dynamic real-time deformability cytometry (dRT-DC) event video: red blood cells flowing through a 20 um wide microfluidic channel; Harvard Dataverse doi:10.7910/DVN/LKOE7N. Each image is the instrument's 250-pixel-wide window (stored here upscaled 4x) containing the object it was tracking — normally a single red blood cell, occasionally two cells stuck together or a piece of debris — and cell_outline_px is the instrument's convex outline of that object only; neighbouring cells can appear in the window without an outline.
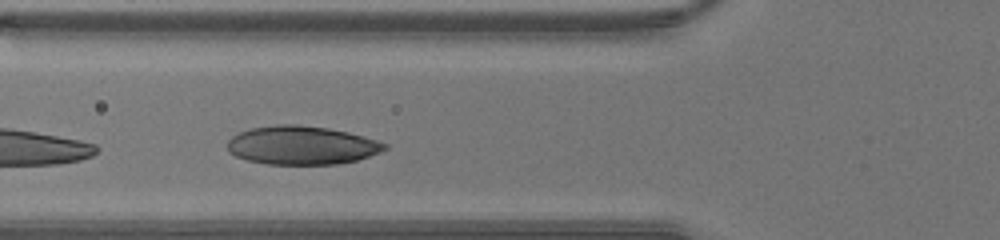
{"species": "human", "species_latin": "Homo sapiens", "temperature_condition": "warm", "stored_images_in_passage": 12, "camera_frame_rate_fps": 3000, "um_per_image_px": 0.085, "donor": {"sex": "male"}, "frame": {"image": 1, "passage_image": 6, "time_ms": 1.667, "image_size_px": [1000, 240], "cell_outline_px": [[388, 148], [380, 152], [356, 160], [336, 164], [268, 164], [248, 160], [236, 156], [228, 152], [228, 140], [232, 136], [240, 132], [252, 128], [276, 124], [296, 124], [328, 128], [348, 132], [364, 136], [388, 144]], "centroid_in_image_um": [25.65, 12.34], "position_along_channel_um": 100.2, "area_um2": 35.26}}
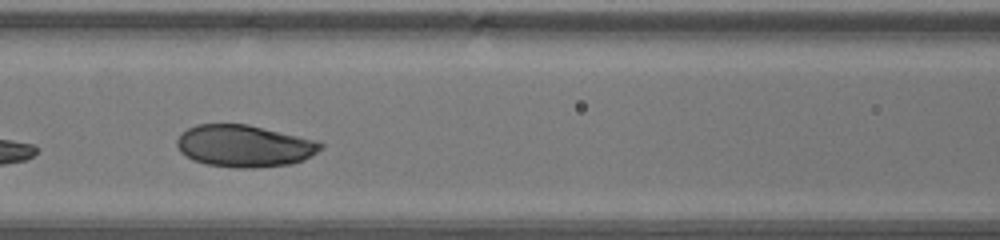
{"frame": {"image": 2, "passage_image": 9, "time_ms": 2.667, "image_size_px": [1000, 240], "cell_outline_px": [[324, 148], [304, 160], [292, 164], [256, 168], [236, 168], [208, 164], [192, 160], [180, 152], [176, 144], [176, 140], [188, 128], [196, 124], [248, 124], [316, 140], [324, 144]], "centroid_in_image_um": [20.79, 12.41], "position_along_channel_um": 145.8, "area_um2": 35.32}}